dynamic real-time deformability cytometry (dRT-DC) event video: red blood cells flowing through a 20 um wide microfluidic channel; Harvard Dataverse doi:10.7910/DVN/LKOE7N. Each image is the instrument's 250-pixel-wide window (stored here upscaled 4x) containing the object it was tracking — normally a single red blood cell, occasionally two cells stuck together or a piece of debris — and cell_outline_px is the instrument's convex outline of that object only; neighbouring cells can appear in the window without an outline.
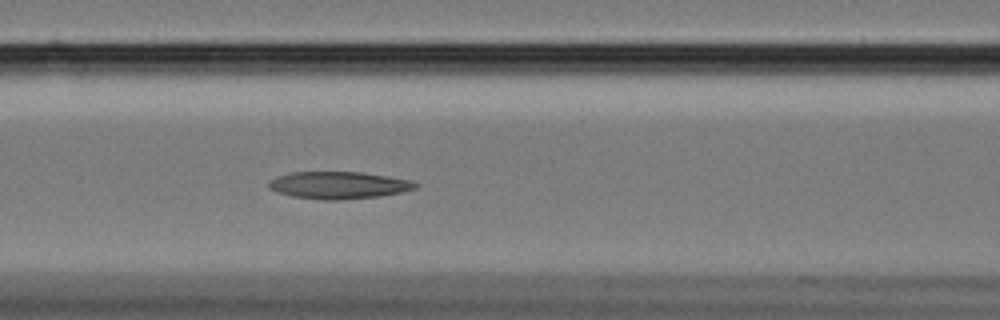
{"species": "Egyptian fruit bat (a non-hibernating species)", "species_latin": "Rousettus aegyptiacus", "temperature_condition": "cold", "stored_images_in_passage": 49, "camera_frame_rate_fps": 3000, "um_per_image_px": 0.085, "animal": {"sex": "female"}, "frame": {"image": 1, "passage_image": 15, "time_ms": 4.667, "image_size_px": [1000, 320], "cell_outline_px": [[420, 184], [416, 188], [400, 192], [380, 196], [340, 200], [324, 200], [292, 196], [276, 192], [268, 188], [268, 180], [276, 176], [292, 172], [360, 172], [412, 180]], "centroid_in_image_um": [28.75, 15.74], "position_along_channel_um": 137.8, "area_um2": 23.35}}
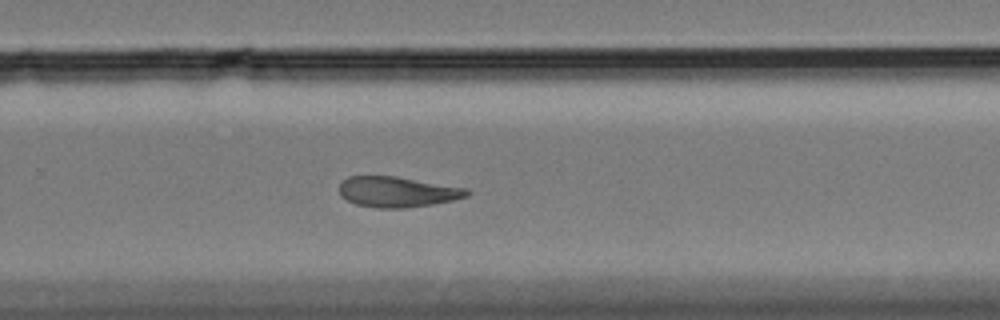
{"frame": {"image": 2, "passage_image": 29, "time_ms": 9.333, "image_size_px": [1000, 320], "cell_outline_px": [[472, 192], [468, 196], [452, 200], [432, 204], [408, 208], [376, 208], [356, 204], [340, 196], [340, 180], [348, 176], [396, 176], [468, 188]], "centroid_in_image_um": [33.78, 16.3], "position_along_channel_um": 296.0, "area_um2": 22.89}}
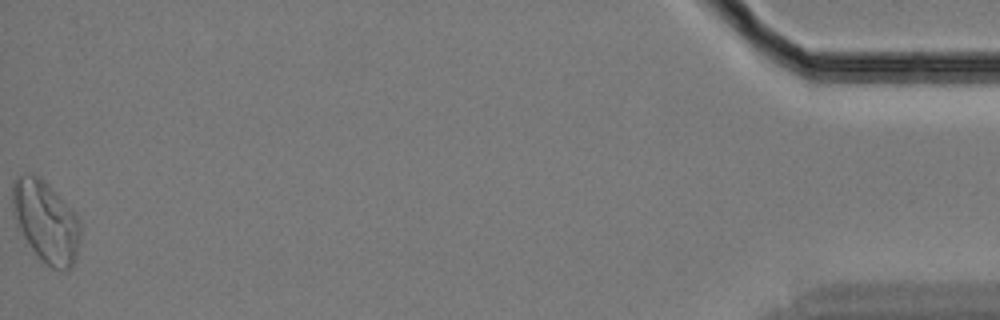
{"frame": {"image": 3, "passage_image": 49, "time_ms": 16.0, "image_size_px": [1000, 320], "cell_outline_px": [[80, 240], [76, 256], [72, 268], [64, 272], [52, 268], [32, 248], [24, 236], [12, 212], [12, 184], [20, 176], [32, 172], [40, 176], [76, 212], [80, 220]], "centroid_in_image_um": [3.94, 18.81], "position_along_channel_um": 431.3, "area_um2": 32.19}, "authors_computed_cell_mechanics": {"area_um2": 24.9696, "velocity_mm_per_s": 3.4046, "shape_relaxation_time_tau1_ms": null, "shape_relaxation_time_tau2_ms": 11.1777, "deformation_change_tau1": null, "deformation_change_tau2": 0.2173}}